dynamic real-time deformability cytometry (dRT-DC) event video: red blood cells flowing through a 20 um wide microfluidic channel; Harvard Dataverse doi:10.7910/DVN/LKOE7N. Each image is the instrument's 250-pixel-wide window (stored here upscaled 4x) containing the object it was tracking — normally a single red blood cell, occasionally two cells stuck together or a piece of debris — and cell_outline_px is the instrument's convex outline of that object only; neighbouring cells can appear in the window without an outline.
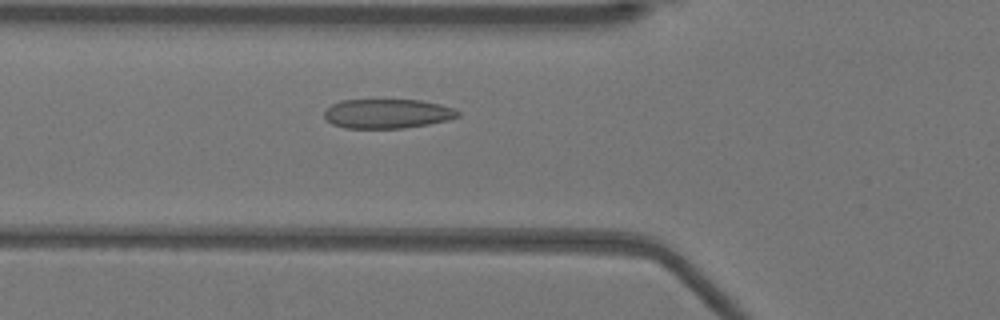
{"species": "Egyptian fruit bat (a non-hibernating species)", "species_latin": "Rousettus aegyptiacus", "temperature_condition": "warm", "stored_images_in_passage": 29, "camera_frame_rate_fps": 3000, "um_per_image_px": 0.085, "animal": {"sex": "female"}, "frame": {"image": 1, "passage_image": 7, "time_ms": 2.0, "image_size_px": [1000, 320], "cell_outline_px": [[460, 116], [448, 120], [428, 124], [404, 128], [344, 128], [332, 124], [324, 116], [324, 112], [332, 104], [340, 100], [420, 100], [440, 104], [452, 108], [460, 112]], "centroid_in_image_um": [32.93, 9.66], "position_along_channel_um": 92.9, "area_um2": 22.83}}
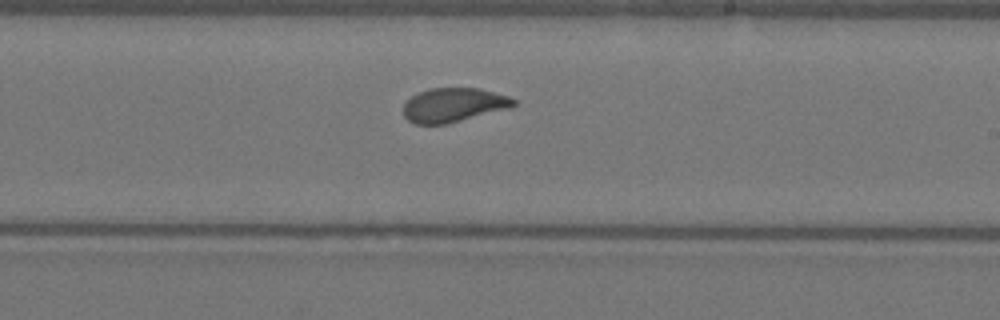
{"frame": {"image": 2, "passage_image": 19, "time_ms": 6.0, "image_size_px": [1000, 320], "cell_outline_px": [[516, 104], [512, 108], [444, 124], [416, 124], [408, 120], [404, 116], [404, 104], [412, 96], [428, 88], [480, 88], [508, 96], [516, 100]], "centroid_in_image_um": [38.58, 8.92], "position_along_channel_um": 250.4, "area_um2": 21.85}}
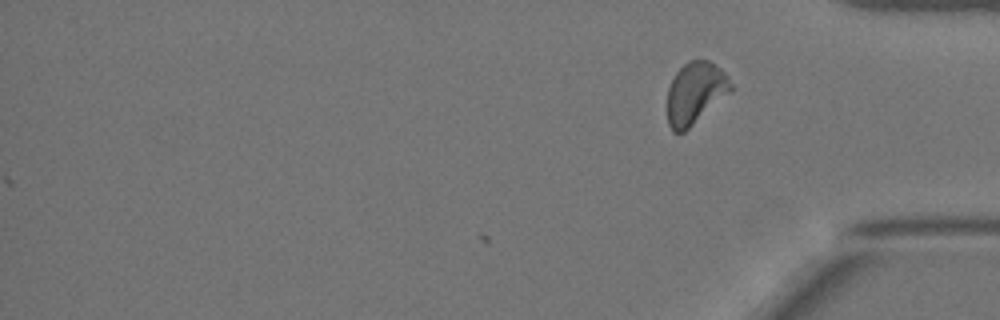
{"frame": {"image": 3, "passage_image": 29, "time_ms": 9.333, "image_size_px": [1000, 320], "cell_outline_px": [[732, 88], [728, 92], [684, 132], [672, 132], [668, 124], [668, 88], [676, 72], [688, 60], [708, 60], [720, 68], [728, 76], [732, 84]], "centroid_in_image_um": [59.06, 7.88], "position_along_channel_um": 376.1, "area_um2": 22.31}, "authors_computed_cell_mechanics": {"area_um2": 22.542, "velocity_mm_per_s": 3.9288, "shape_relaxation_time_tau1_ms": 3.6706, "shape_relaxation_time_tau2_ms": null, "deformation_change_tau1": 0.1447, "deformation_change_tau2": null}}